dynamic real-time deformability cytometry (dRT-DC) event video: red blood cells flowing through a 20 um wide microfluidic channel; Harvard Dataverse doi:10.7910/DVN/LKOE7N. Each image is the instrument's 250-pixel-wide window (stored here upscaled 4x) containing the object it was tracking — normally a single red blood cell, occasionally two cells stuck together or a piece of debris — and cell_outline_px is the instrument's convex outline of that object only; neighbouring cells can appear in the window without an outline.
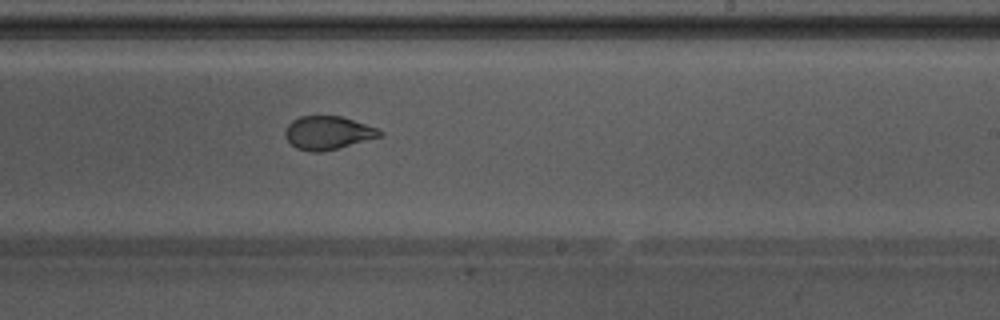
{"species": "Egyptian fruit bat (a non-hibernating species)", "species_latin": "Rousettus aegyptiacus", "temperature_condition": "warm", "stored_images_in_passage": 38, "camera_frame_rate_fps": 3000, "um_per_image_px": 0.085, "animal": {"sex": "male"}, "frame": {"image": 1, "passage_image": 17, "time_ms": 5.333, "image_size_px": [1000, 320], "cell_outline_px": [[384, 132], [380, 136], [336, 148], [320, 152], [312, 152], [296, 148], [288, 140], [284, 132], [288, 124], [292, 120], [300, 116], [340, 116], [376, 128]], "centroid_in_image_um": [27.82, 11.28], "position_along_channel_um": 261.2, "area_um2": 17.92}, "authors_computed_cell_mechanics": {"area_um2": 19.363, "velocity_mm_per_s": 3.8614, "shape_relaxation_time_tau1_ms": 7.8108, "shape_relaxation_time_tau2_ms": 0.6836, "deformation_change_tau1": 0.1837, "deformation_change_tau2": 0.0603}}